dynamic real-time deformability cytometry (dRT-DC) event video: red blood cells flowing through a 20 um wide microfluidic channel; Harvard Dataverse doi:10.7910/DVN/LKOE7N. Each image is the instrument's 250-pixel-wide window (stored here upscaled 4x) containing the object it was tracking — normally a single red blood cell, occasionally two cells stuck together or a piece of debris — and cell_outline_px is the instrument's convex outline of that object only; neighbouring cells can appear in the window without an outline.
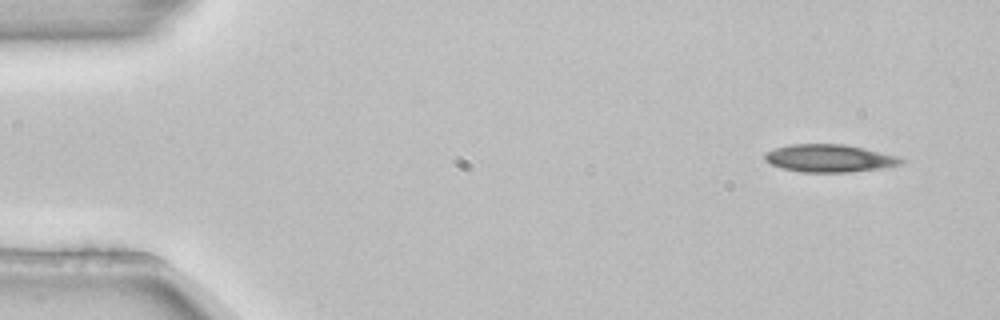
{"species": "common noctule bat (a hibernating species)", "species_latin": "Nyctalus noctula", "temperature_condition": "room temperature", "stored_images_in_passage": 5, "camera_frame_rate_fps": 3000, "um_per_image_px": 0.085, "animal": {"sex": "female", "body_mass_g": 22.7, "forearm_length_mm": 54.2}, "frame": {"image": 1, "passage_image": 1, "time_ms": 0.0, "image_size_px": [1000, 320], "cell_outline_px": [[904, 160], [900, 164], [880, 168], [848, 172], [800, 172], [784, 168], [772, 164], [764, 160], [764, 152], [788, 144], [844, 144], [864, 148], [900, 156]], "centroid_in_image_um": [70.48, 13.44], "position_along_channel_um": 14.5, "area_um2": 21.91}}
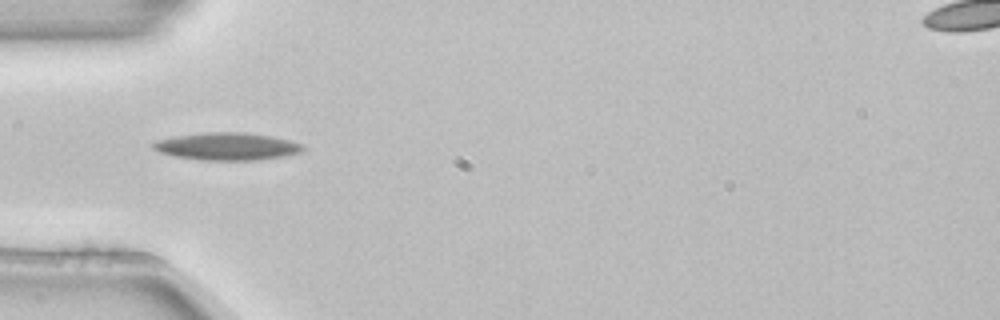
{"frame": {"image": 2, "passage_image": 4, "time_ms": 1.0, "image_size_px": [1000, 320], "cell_outline_px": [[308, 148], [300, 152], [284, 156], [256, 160], [204, 160], [176, 156], [160, 152], [152, 148], [152, 144], [156, 140], [176, 136], [204, 132], [244, 132], [268, 136], [288, 140], [304, 144]], "centroid_in_image_um": [19.32, 12.44], "position_along_channel_um": 65.7, "area_um2": 23.87}}